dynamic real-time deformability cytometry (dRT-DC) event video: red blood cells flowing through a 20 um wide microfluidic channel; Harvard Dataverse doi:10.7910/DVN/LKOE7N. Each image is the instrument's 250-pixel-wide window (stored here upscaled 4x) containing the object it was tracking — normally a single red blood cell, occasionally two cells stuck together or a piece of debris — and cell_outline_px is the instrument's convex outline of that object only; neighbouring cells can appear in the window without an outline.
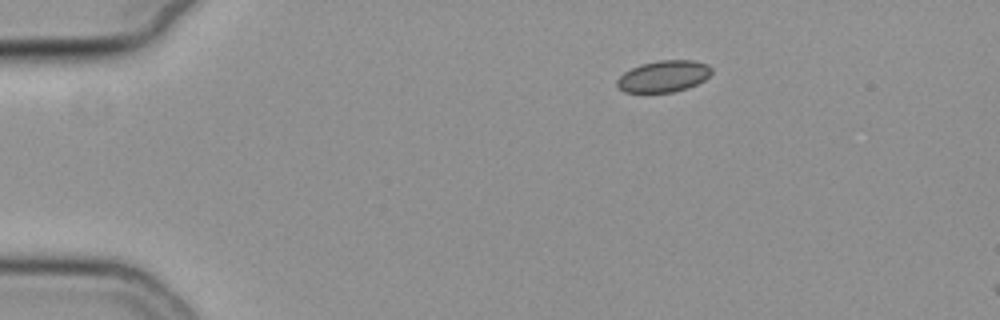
{"species": "common noctule bat (a hibernating species)", "species_latin": "Nyctalus noctula", "temperature_condition": "cold", "stored_images_in_passage": 8, "camera_frame_rate_fps": 3000, "um_per_image_px": 0.085, "animal": {"sex": "female", "body_mass_g": 19.3, "forearm_length_mm": 54.1}, "frame": {"image": 1, "passage_image": 1, "time_ms": 0.0, "image_size_px": [1000, 320], "cell_outline_px": [[712, 72], [704, 80], [688, 88], [672, 92], [624, 92], [616, 84], [616, 80], [624, 72], [640, 64], [660, 60], [696, 60], [708, 64], [712, 68]], "centroid_in_image_um": [56.42, 6.47], "position_along_channel_um": 28.6, "area_um2": 17.4}}